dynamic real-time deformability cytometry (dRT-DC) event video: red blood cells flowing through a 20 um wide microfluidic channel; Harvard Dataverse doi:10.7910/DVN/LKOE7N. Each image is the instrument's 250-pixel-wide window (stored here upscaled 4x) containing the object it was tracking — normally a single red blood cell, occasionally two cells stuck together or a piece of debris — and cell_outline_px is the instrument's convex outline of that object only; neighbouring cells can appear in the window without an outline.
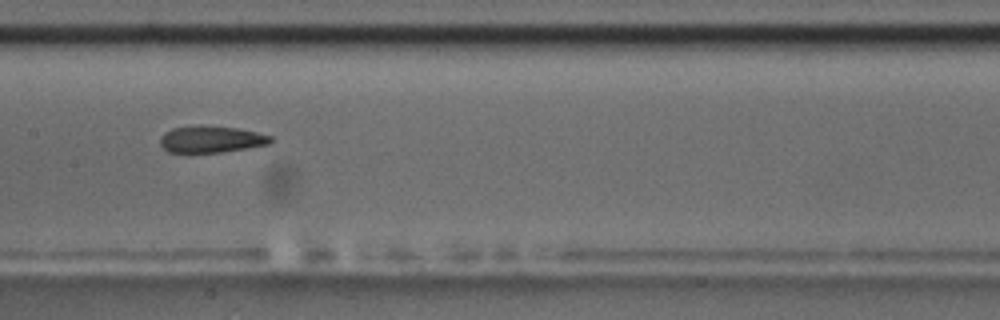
{"species": "common noctule bat (a hibernating species)", "species_latin": "Nyctalus noctula", "temperature_condition": "room temperature", "stored_images_in_passage": 11, "camera_frame_rate_fps": 3000, "um_per_image_px": 0.085, "animal": {"sex": "male", "body_mass_g": 17.5, "forearm_length_mm": 52.3}, "frame": {"image": 1, "passage_image": 4, "time_ms": 3.667, "image_size_px": [1000, 320], "cell_outline_px": [[272, 140], [268, 144], [220, 152], [168, 152], [160, 144], [160, 136], [164, 132], [172, 128], [196, 124], [200, 124], [236, 128], [256, 132], [272, 136]], "centroid_in_image_um": [17.89, 11.81], "position_along_channel_um": 189.5, "area_um2": 17.22}, "authors_computed_cell_mechanics": {"area_um2": 18.1492, "velocity_mm_per_s": 3.5099, "shape_relaxation_time_tau1_ms": 8.7198, "shape_relaxation_time_tau2_ms": 2.0328, "deformation_change_tau1": 0.1961, "deformation_change_tau2": 0.0748}}